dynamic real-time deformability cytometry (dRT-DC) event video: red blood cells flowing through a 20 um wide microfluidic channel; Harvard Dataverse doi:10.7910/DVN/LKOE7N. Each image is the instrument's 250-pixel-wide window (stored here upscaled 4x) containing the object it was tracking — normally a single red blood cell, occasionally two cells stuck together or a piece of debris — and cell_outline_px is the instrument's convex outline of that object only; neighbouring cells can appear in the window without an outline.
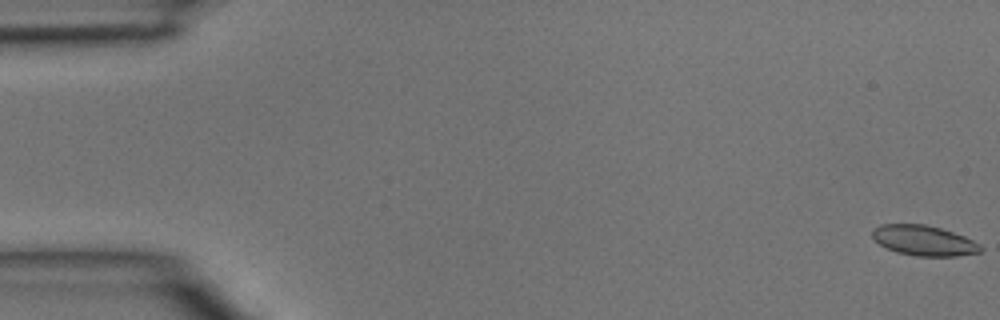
{"species": "common noctule bat (a hibernating species)", "species_latin": "Nyctalus noctula", "temperature_condition": "room temperature", "stored_images_in_passage": 21, "camera_frame_rate_fps": 3000, "um_per_image_px": 0.085, "animal": {"sex": "male", "body_mass_g": 15.6}, "frame": {"image": 1, "passage_image": 1, "time_ms": 0.0, "image_size_px": [1000, 320], "cell_outline_px": [[984, 248], [980, 252], [956, 256], [916, 256], [896, 252], [880, 244], [872, 236], [872, 228], [880, 224], [924, 224], [940, 228], [964, 236], [980, 244]], "centroid_in_image_um": [78.53, 20.44], "position_along_channel_um": 6.5, "area_um2": 19.02}}
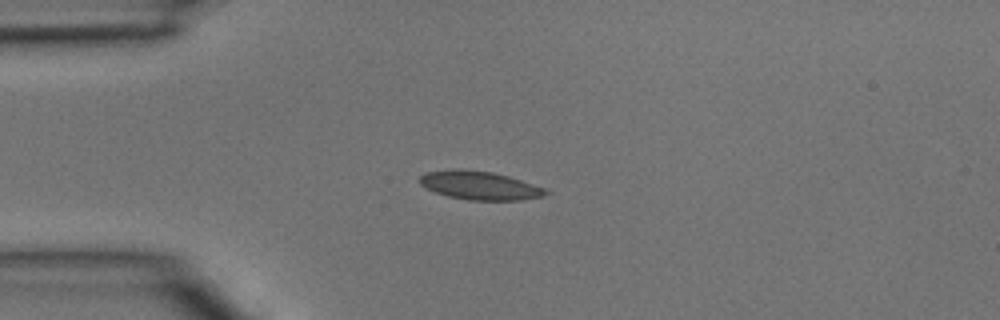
{"frame": {"image": 2, "passage_image": 12, "time_ms": 3.667, "image_size_px": [1000, 320], "cell_outline_px": [[552, 192], [544, 196], [520, 200], [468, 200], [448, 196], [436, 192], [420, 184], [420, 176], [428, 172], [456, 168], [460, 168], [492, 172], [508, 176], [544, 188]], "centroid_in_image_um": [40.8, 15.76], "position_along_channel_um": 44.2, "area_um2": 20.81}}
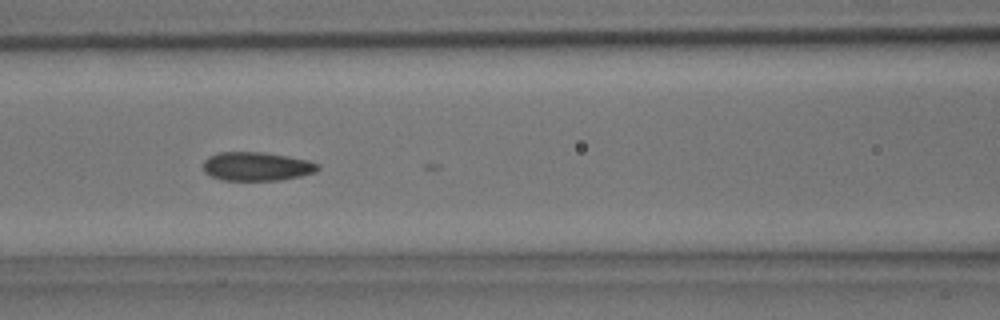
{"frame": {"image": 3, "passage_image": 20, "time_ms": 6.333, "image_size_px": [1000, 320], "cell_outline_px": [[320, 168], [316, 172], [300, 176], [280, 180], [220, 180], [204, 172], [204, 160], [208, 156], [220, 152], [260, 152], [288, 156], [308, 160], [320, 164]], "centroid_in_image_um": [21.83, 14.14], "position_along_channel_um": 144.8, "area_um2": 19.25}}